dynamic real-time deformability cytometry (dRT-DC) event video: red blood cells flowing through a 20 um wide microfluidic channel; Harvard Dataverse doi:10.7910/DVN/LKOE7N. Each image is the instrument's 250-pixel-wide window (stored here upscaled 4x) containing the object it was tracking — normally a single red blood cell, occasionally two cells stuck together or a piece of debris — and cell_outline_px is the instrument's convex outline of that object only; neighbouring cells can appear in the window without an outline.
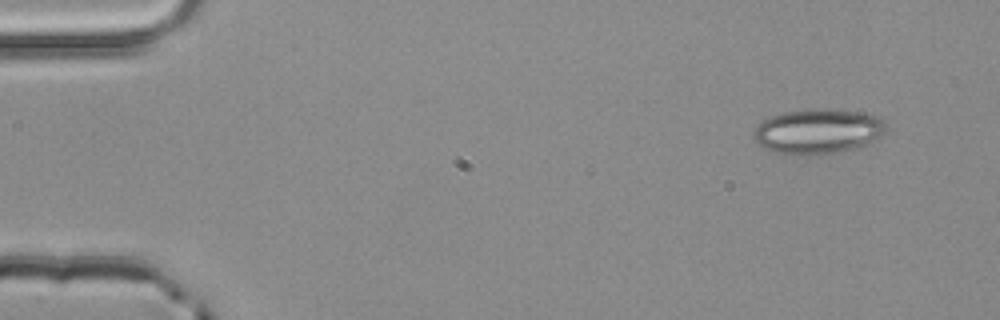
{"species": "common noctule bat (a hibernating species)", "species_latin": "Nyctalus noctula", "temperature_condition": "room temperature", "stored_images_in_passage": 4, "camera_frame_rate_fps": 3000, "um_per_image_px": 0.085, "animal": {"sex": "male", "body_mass_g": 20.4}, "frame": {"image": 1, "passage_image": 1, "time_ms": 0.0, "image_size_px": [1000, 320], "cell_outline_px": [[888, 132], [872, 144], [860, 148], [840, 152], [800, 156], [792, 156], [776, 152], [764, 148], [752, 136], [752, 132], [764, 120], [772, 116], [784, 112], [824, 108], [864, 112], [876, 116], [884, 120], [888, 128]], "centroid_in_image_um": [69.62, 11.19], "position_along_channel_um": 15.4, "area_um2": 35.43}}